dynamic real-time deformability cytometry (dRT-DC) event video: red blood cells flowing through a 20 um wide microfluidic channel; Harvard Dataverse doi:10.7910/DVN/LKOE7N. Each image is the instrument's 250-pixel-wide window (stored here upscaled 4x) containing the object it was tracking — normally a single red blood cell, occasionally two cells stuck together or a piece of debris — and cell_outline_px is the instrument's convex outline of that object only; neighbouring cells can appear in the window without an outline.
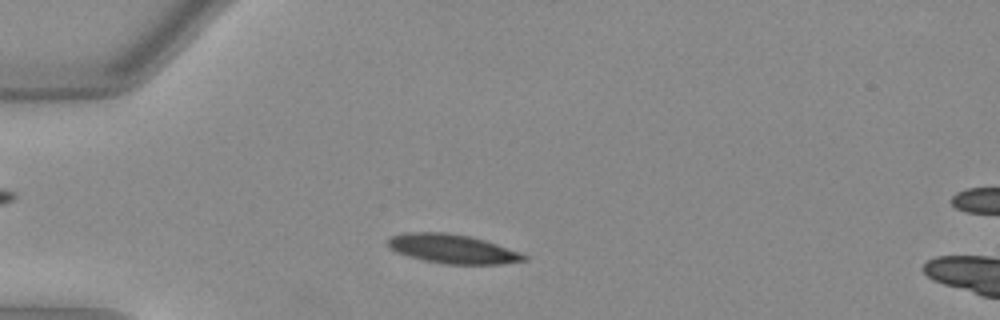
{"species": "Egyptian fruit bat (a non-hibernating species)", "species_latin": "Rousettus aegyptiacus", "temperature_condition": "warm", "stored_images_in_passage": 39, "camera_frame_rate_fps": 3000, "um_per_image_px": 0.085, "animal": {"sex": "female"}, "frame": {"image": 1, "passage_image": 7, "time_ms": 2.0, "image_size_px": [1000, 320], "cell_outline_px": [[528, 260], [500, 264], [444, 264], [424, 260], [408, 256], [396, 252], [388, 248], [388, 240], [392, 236], [408, 232], [444, 232], [468, 236], [484, 240], [520, 252], [528, 256]], "centroid_in_image_um": [38.46, 21.16], "position_along_channel_um": 46.5, "area_um2": 22.95}}
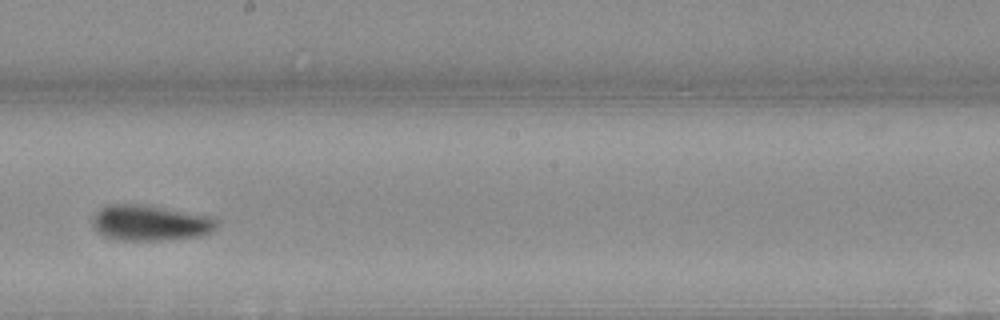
{"frame": {"image": 2, "passage_image": 23, "time_ms": 7.333, "image_size_px": [1000, 320], "cell_outline_px": [[216, 228], [212, 232], [196, 236], [168, 240], [116, 240], [104, 236], [96, 232], [92, 224], [92, 216], [100, 208], [112, 204], [128, 204], [160, 208], [212, 216], [216, 220]], "centroid_in_image_um": [12.71, 18.97], "position_along_channel_um": 235.5, "area_um2": 25.49}}
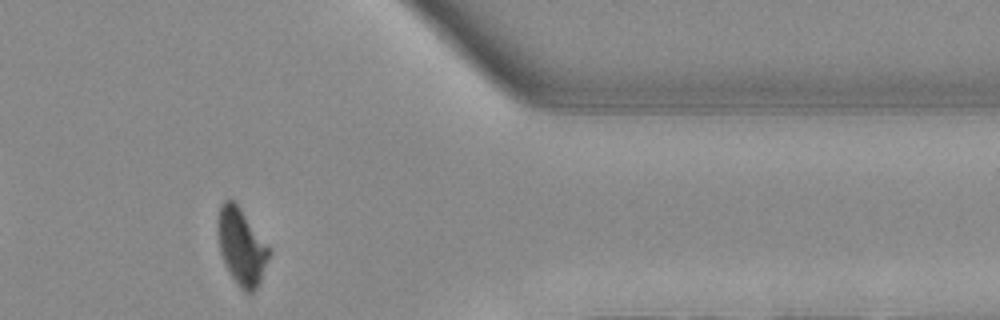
{"frame": {"image": 3, "passage_image": 36, "time_ms": 11.667, "image_size_px": [1000, 320], "cell_outline_px": [[268, 256], [260, 280], [256, 288], [252, 292], [244, 292], [236, 284], [228, 272], [224, 264], [220, 252], [216, 232], [216, 220], [220, 204], [224, 200], [232, 200], [236, 204], [268, 244]], "centroid_in_image_um": [20.45, 20.95], "position_along_channel_um": 390.9, "area_um2": 22.72}, "authors_computed_cell_mechanics": {"area_um2": 23.9292, "velocity_mm_per_s": 3.9929, "shape_relaxation_time_tau1_ms": 4.8785, "shape_relaxation_time_tau2_ms": 1.8281, "deformation_change_tau1": 0.1828, "deformation_change_tau2": 0.0625}}